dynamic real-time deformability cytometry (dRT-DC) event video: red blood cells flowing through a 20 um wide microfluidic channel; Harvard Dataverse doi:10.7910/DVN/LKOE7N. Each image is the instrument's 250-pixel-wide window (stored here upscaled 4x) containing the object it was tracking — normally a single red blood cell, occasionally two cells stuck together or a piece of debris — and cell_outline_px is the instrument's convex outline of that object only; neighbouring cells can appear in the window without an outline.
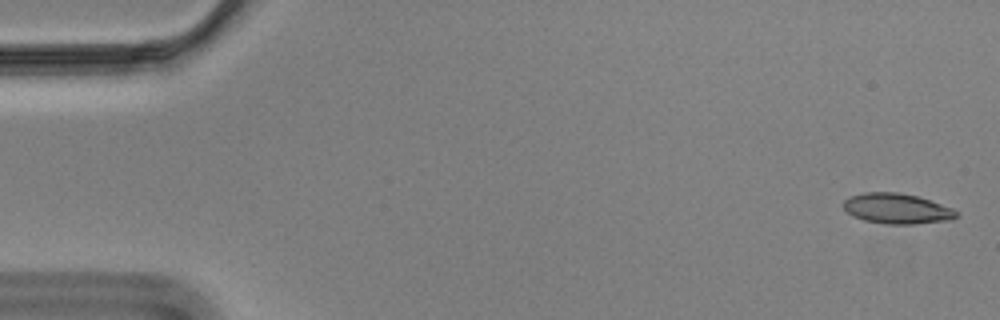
{"species": "Egyptian fruit bat (a non-hibernating species)", "species_latin": "Rousettus aegyptiacus", "temperature_condition": "cold", "stored_images_in_passage": 57, "camera_frame_rate_fps": 3000, "um_per_image_px": 0.085, "animal": {"sex": "male"}, "frame": {"image": 1, "passage_image": 2, "time_ms": 0.333, "image_size_px": [1000, 320], "cell_outline_px": [[956, 216], [952, 220], [916, 224], [884, 224], [864, 220], [852, 216], [844, 208], [844, 200], [848, 196], [864, 192], [896, 192], [916, 196], [952, 208], [956, 212]], "centroid_in_image_um": [76.19, 17.74], "position_along_channel_um": 8.8, "area_um2": 19.88}}
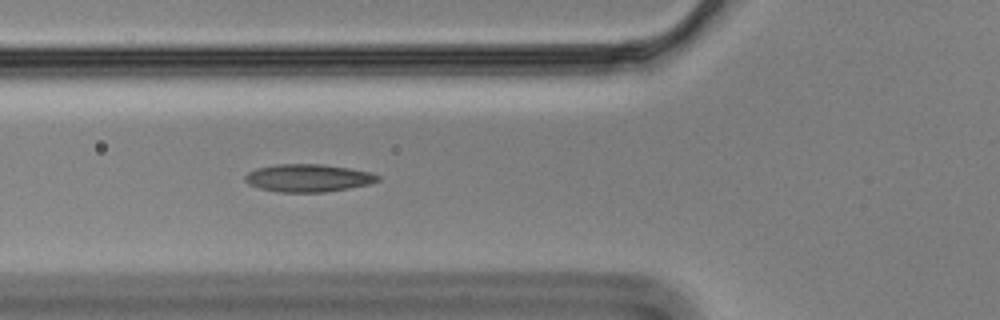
{"frame": {"image": 2, "passage_image": 21, "time_ms": 6.667, "image_size_px": [1000, 320], "cell_outline_px": [[380, 180], [368, 184], [348, 188], [324, 192], [280, 192], [260, 188], [248, 184], [244, 180], [244, 176], [248, 172], [256, 168], [276, 164], [320, 164], [348, 168], [368, 172], [380, 176]], "centroid_in_image_um": [26.15, 15.13], "position_along_channel_um": 99.7, "area_um2": 21.27}}
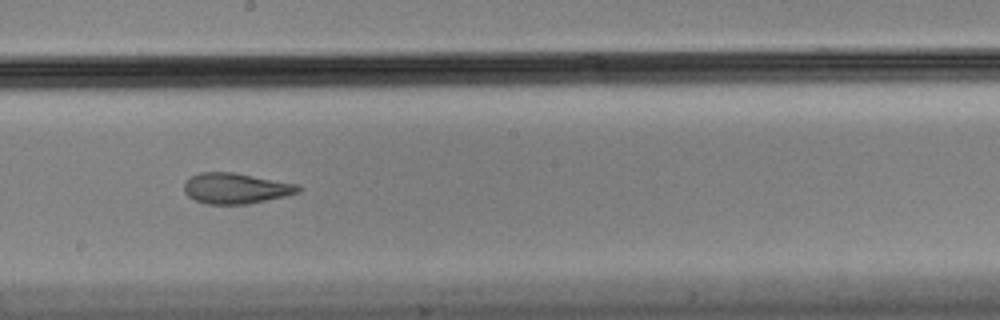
{"frame": {"image": 3, "passage_image": 32, "time_ms": 10.333, "image_size_px": [1000, 320], "cell_outline_px": [[300, 192], [284, 196], [248, 204], [208, 204], [196, 200], [188, 196], [184, 192], [184, 184], [192, 176], [200, 172], [236, 172], [300, 184]], "centroid_in_image_um": [20.07, 16.0], "position_along_channel_um": 228.1, "area_um2": 20.46}, "authors_computed_cell_mechanics": {"area_um2": 20.808, "velocity_mm_per_s": 3.4868, "shape_relaxation_time_tau1_ms": null, "shape_relaxation_time_tau2_ms": 2.7866, "deformation_change_tau1": null, "deformation_change_tau2": 0.0979}}